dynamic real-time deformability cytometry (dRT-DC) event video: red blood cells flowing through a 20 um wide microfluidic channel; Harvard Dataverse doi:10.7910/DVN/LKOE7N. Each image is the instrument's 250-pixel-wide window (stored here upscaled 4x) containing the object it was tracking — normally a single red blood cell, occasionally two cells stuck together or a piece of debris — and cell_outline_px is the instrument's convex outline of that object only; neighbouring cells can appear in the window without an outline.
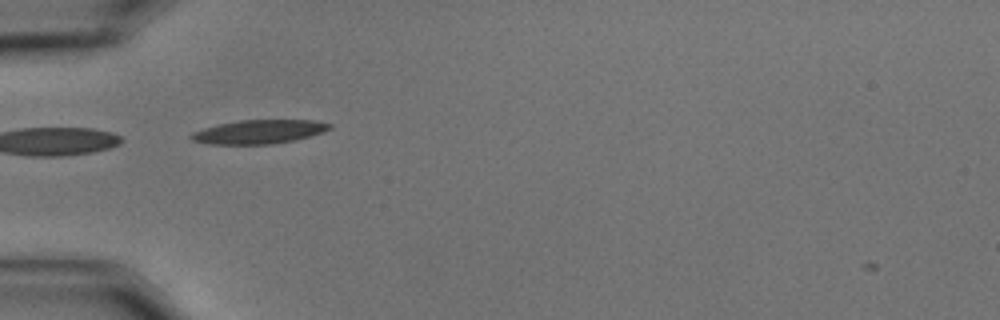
{"species": "common noctule bat (a hibernating species)", "species_latin": "Nyctalus noctula", "temperature_condition": "cold", "stored_images_in_passage": 6, "camera_frame_rate_fps": 3000, "um_per_image_px": 0.085, "animal": {"sex": "male", "body_mass_g": 15.6}, "frame": {"image": 1, "passage_image": 3, "time_ms": 0.667, "image_size_px": [1000, 320], "cell_outline_px": [[332, 128], [324, 132], [292, 140], [272, 144], [212, 144], [192, 140], [188, 136], [192, 132], [204, 128], [220, 124], [240, 120], [312, 120], [332, 124]], "centroid_in_image_um": [22.01, 11.2], "position_along_channel_um": 63.0, "area_um2": 19.02}}